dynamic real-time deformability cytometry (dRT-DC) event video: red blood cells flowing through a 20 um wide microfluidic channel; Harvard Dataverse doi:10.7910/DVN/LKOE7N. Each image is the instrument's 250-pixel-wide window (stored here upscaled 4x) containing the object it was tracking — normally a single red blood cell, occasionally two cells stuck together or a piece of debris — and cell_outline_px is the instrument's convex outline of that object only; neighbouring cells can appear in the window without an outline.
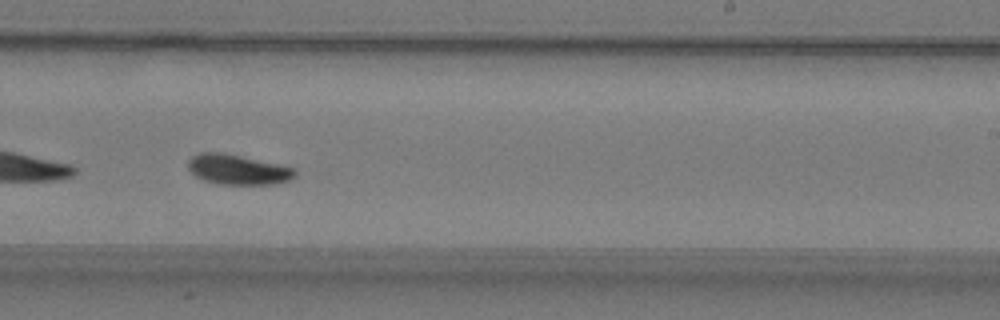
{"species": "common noctule bat (a hibernating species)", "species_latin": "Nyctalus noctula", "temperature_condition": "warm", "stored_images_in_passage": 40, "camera_frame_rate_fps": 3000, "um_per_image_px": 0.085, "animal": {"sex": "male", "body_mass_g": 19.2, "forearm_length_mm": 51.8}, "frame": {"image": 1, "passage_image": 23, "time_ms": 7.333, "image_size_px": [1000, 320], "cell_outline_px": [[296, 176], [292, 180], [272, 184], [220, 184], [204, 180], [196, 176], [188, 168], [188, 160], [192, 156], [200, 152], [220, 152], [240, 156], [276, 164], [292, 168], [296, 172]], "centroid_in_image_um": [20.19, 14.42], "position_along_channel_um": 268.8, "area_um2": 18.44}, "authors_computed_cell_mechanics": {"area_um2": 18.3226, "velocity_mm_per_s": 3.7507, "shape_relaxation_time_tau1_ms": 2.8206, "shape_relaxation_time_tau2_ms": null, "deformation_change_tau1": 0.1169, "deformation_change_tau2": null}}